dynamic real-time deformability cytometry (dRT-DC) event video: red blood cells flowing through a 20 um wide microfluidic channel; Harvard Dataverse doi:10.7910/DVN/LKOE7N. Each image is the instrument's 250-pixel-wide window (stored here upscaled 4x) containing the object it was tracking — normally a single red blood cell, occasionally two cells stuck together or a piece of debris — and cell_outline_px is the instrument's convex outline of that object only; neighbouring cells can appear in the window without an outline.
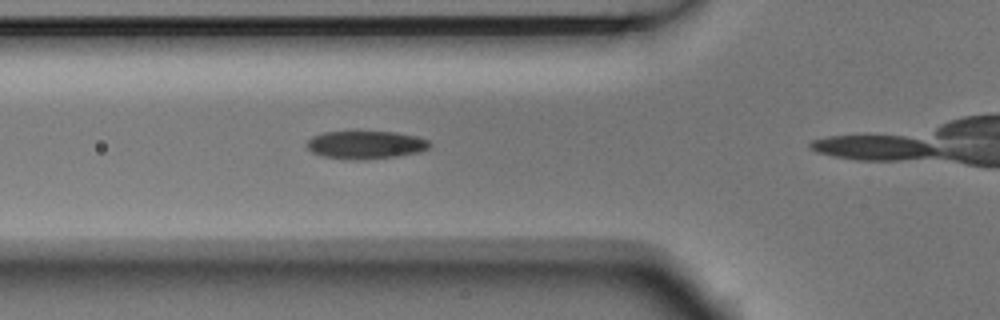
{"species": "Egyptian fruit bat (a non-hibernating species)", "species_latin": "Rousettus aegyptiacus", "temperature_condition": "room temperature", "stored_images_in_passage": 5, "camera_frame_rate_fps": 3000, "um_per_image_px": 0.085, "animal": {"sex": "male"}, "frame": {"image": 1, "passage_image": 4, "time_ms": 1.0, "image_size_px": [1000, 320], "cell_outline_px": [[432, 144], [428, 148], [420, 152], [396, 156], [364, 160], [340, 160], [324, 156], [312, 152], [308, 148], [308, 140], [312, 136], [324, 132], [396, 132], [416, 136], [428, 140]], "centroid_in_image_um": [31.09, 12.32], "position_along_channel_um": 94.7, "area_um2": 20.11}}